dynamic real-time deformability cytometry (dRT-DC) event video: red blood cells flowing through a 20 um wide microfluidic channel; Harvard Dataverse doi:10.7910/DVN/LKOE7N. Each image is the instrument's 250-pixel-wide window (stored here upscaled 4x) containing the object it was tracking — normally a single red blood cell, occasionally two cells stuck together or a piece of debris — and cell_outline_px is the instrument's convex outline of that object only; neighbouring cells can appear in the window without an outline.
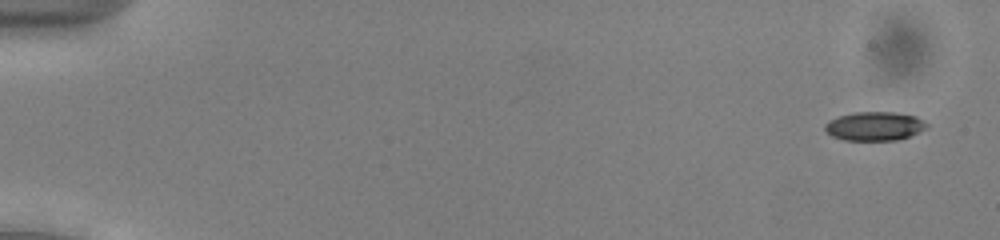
{"species": "common noctule bat (a hibernating species)", "species_latin": "Nyctalus noctula", "temperature_condition": "cold", "stored_images_in_passage": 54, "camera_frame_rate_fps": 3000, "um_per_image_px": 0.085, "animal": {"sex": "male", "body_mass_g": 13.0, "forearm_length_mm": 53.1}, "frame": {"image": 1, "passage_image": 3, "time_ms": 0.667, "image_size_px": [1000, 240], "cell_outline_px": [[928, 124], [924, 128], [908, 136], [896, 140], [844, 140], [832, 136], [824, 128], [824, 124], [828, 120], [840, 116], [856, 112], [896, 112], [916, 116], [924, 120]], "centroid_in_image_um": [74.31, 10.71], "position_along_channel_um": 10.7, "area_um2": 16.94}}
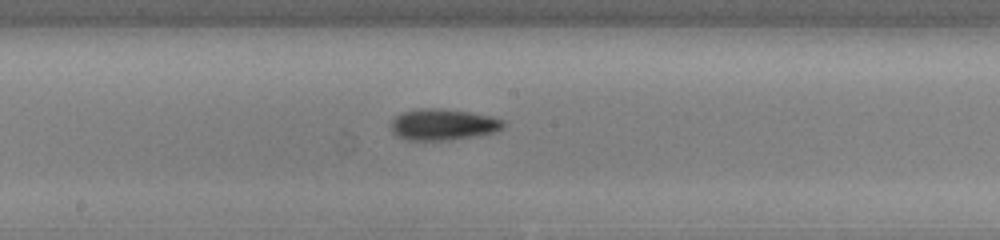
{"frame": {"image": 2, "passage_image": 30, "time_ms": 9.667, "image_size_px": [1000, 240], "cell_outline_px": [[504, 128], [496, 132], [448, 140], [408, 140], [396, 136], [392, 132], [392, 120], [400, 112], [416, 108], [444, 108], [492, 116], [504, 120]], "centroid_in_image_um": [37.65, 10.57], "position_along_channel_um": 210.6, "area_um2": 20.63}}
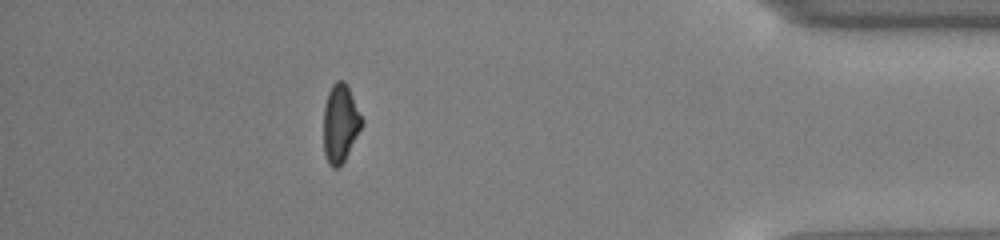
{"frame": {"image": 3, "passage_image": 48, "time_ms": 15.667, "image_size_px": [1000, 240], "cell_outline_px": [[364, 124], [340, 168], [332, 168], [328, 164], [324, 152], [324, 104], [328, 92], [332, 84], [336, 80], [344, 80], [348, 84], [364, 120]], "centroid_in_image_um": [28.94, 10.47], "position_along_channel_um": 406.3, "area_um2": 17.86}, "authors_computed_cell_mechanics": {"area_um2": 18.3226, "velocity_mm_per_s": 3.9627, "shape_relaxation_time_tau1_ms": 4.6122, "shape_relaxation_time_tau2_ms": 8.3173, "deformation_change_tau1": 0.1511, "deformation_change_tau2": 0.1712}}